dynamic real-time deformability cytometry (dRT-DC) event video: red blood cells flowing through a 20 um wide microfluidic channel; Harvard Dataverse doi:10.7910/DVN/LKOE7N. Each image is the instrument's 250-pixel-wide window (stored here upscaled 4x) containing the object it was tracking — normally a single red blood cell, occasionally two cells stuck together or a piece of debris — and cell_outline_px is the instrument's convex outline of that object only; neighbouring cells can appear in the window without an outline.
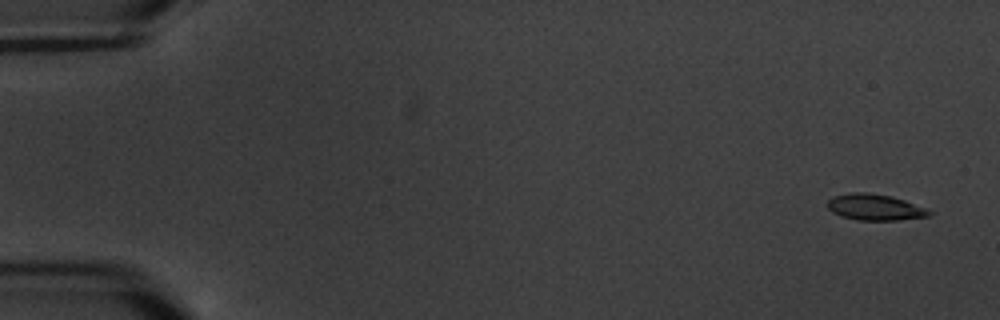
{"species": "common noctule bat (a hibernating species)", "species_latin": "Nyctalus noctula", "temperature_condition": "warm", "stored_images_in_passage": 11, "camera_frame_rate_fps": 3000, "um_per_image_px": 0.085, "animal": {"sex": "male", "body_mass_g": 20.1, "forearm_length_mm": 53.5}, "frame": {"image": 1, "passage_image": 1, "time_ms": 0.0, "image_size_px": [1000, 320], "cell_outline_px": [[932, 212], [928, 216], [896, 220], [856, 220], [840, 216], [832, 212], [828, 208], [828, 200], [836, 196], [852, 192], [868, 192], [892, 196], [904, 200], [924, 208]], "centroid_in_image_um": [74.33, 17.61], "position_along_channel_um": 10.7, "area_um2": 15.32}}
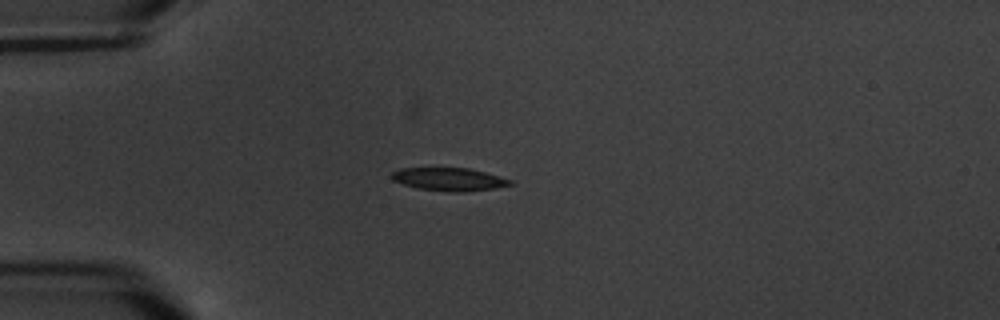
{"frame": {"image": 2, "passage_image": 5, "time_ms": 4.667, "image_size_px": [1000, 320], "cell_outline_px": [[512, 184], [496, 188], [464, 192], [456, 192], [420, 188], [404, 184], [392, 180], [392, 172], [400, 168], [468, 168], [484, 172], [512, 180]], "centroid_in_image_um": [38.18, 15.23], "position_along_channel_um": 46.8, "area_um2": 15.61}}
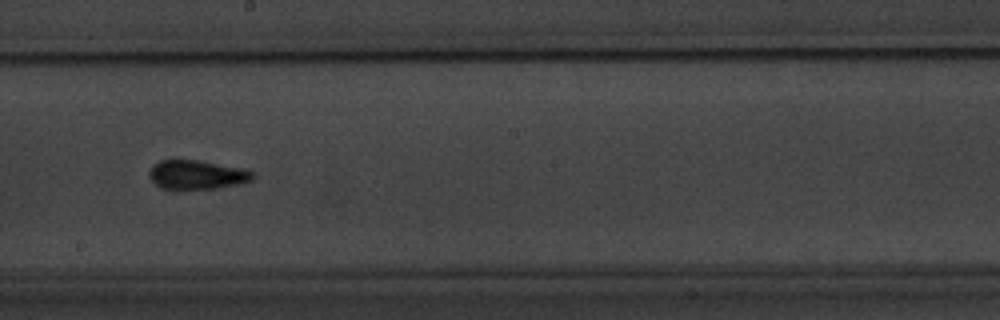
{"frame": {"image": 3, "passage_image": 10, "time_ms": 10.667, "image_size_px": [1000, 320], "cell_outline_px": [[256, 176], [252, 180], [240, 184], [216, 188], [164, 188], [156, 184], [148, 176], [148, 172], [152, 164], [160, 160], [196, 160], [248, 168]], "centroid_in_image_um": [16.78, 14.83], "position_along_channel_um": 231.4, "area_um2": 17.57}}